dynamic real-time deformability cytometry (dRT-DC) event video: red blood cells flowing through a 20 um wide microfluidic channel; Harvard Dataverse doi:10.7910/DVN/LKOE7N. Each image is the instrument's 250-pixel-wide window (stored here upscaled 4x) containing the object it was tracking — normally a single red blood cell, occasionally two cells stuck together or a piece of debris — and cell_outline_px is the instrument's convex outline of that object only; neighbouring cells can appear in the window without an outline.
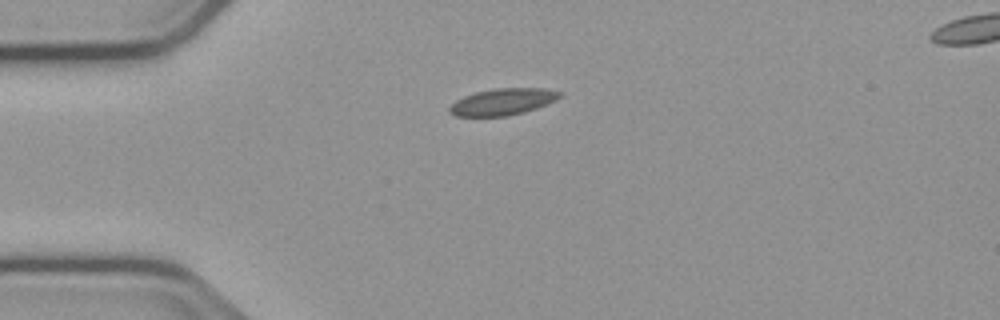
{"species": "common noctule bat (a hibernating species)", "species_latin": "Nyctalus noctula", "temperature_condition": "cold", "stored_images_in_passage": 37, "camera_frame_rate_fps": 3000, "um_per_image_px": 0.085, "animal": {"sex": "male", "body_mass_g": 23.1, "forearm_length_mm": 52.7}, "frame": {"image": 1, "passage_image": 1, "time_ms": 0.0, "image_size_px": [1000, 320], "cell_outline_px": [[564, 92], [556, 100], [536, 108], [524, 112], [508, 116], [456, 116], [448, 112], [448, 108], [456, 100], [464, 96], [476, 92], [496, 88], [544, 88]], "centroid_in_image_um": [42.73, 8.65], "position_along_channel_um": 42.3, "area_um2": 17.11}}
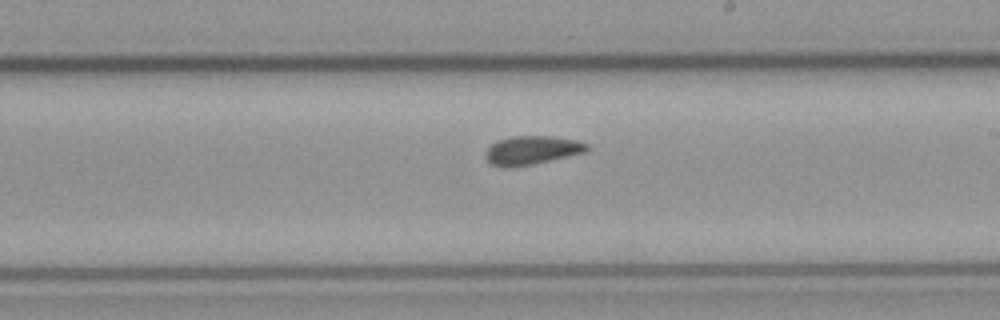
{"frame": {"image": 2, "passage_image": 19, "time_ms": 6.0, "image_size_px": [1000, 320], "cell_outline_px": [[588, 152], [532, 164], [504, 168], [492, 164], [484, 156], [484, 152], [496, 140], [512, 136], [548, 136], [576, 140], [588, 144]], "centroid_in_image_um": [45.2, 12.76], "position_along_channel_um": 243.8, "area_um2": 16.94}}
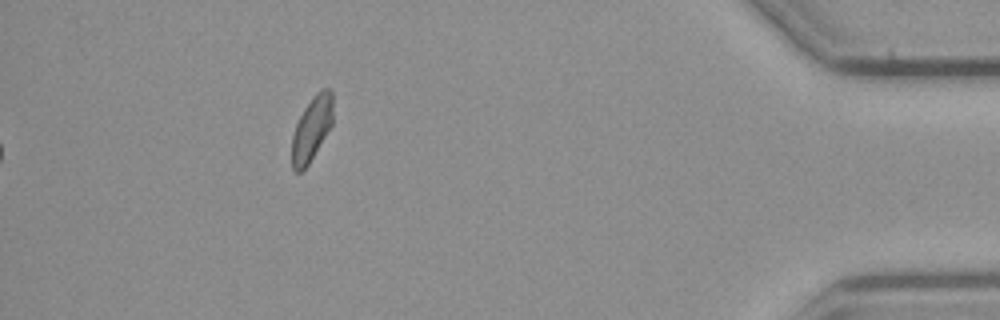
{"frame": {"image": 3, "passage_image": 37, "time_ms": 12.0, "image_size_px": [1000, 320], "cell_outline_px": [[332, 124], [308, 164], [300, 172], [296, 172], [292, 168], [292, 136], [296, 124], [304, 108], [316, 92], [320, 88], [332, 88]], "centroid_in_image_um": [26.49, 10.9], "position_along_channel_um": 408.7, "area_um2": 15.2}}